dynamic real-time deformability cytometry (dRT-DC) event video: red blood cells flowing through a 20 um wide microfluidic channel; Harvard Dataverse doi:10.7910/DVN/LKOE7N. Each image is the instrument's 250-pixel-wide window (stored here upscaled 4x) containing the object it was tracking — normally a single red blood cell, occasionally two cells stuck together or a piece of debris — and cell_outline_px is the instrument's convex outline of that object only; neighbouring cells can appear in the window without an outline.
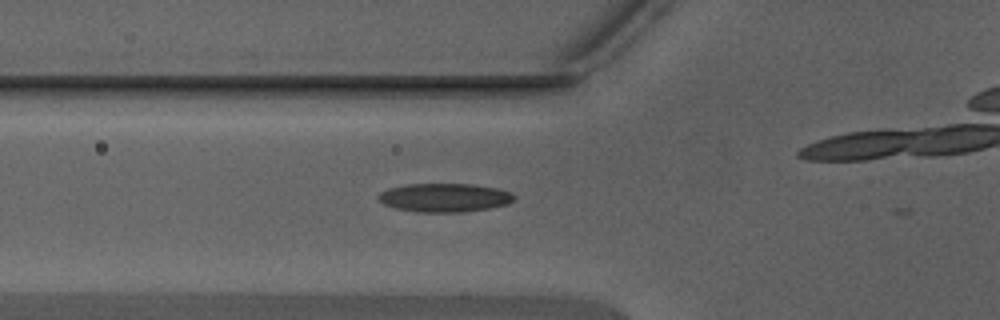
{"species": "Egyptian fruit bat (a non-hibernating species)", "species_latin": "Rousettus aegyptiacus", "temperature_condition": "warm", "stored_images_in_passage": 10, "camera_frame_rate_fps": 3000, "um_per_image_px": 0.085, "animal": {"sex": "male"}, "frame": {"image": 1, "passage_image": 3, "time_ms": 0.667, "image_size_px": [1000, 320], "cell_outline_px": [[516, 196], [508, 204], [488, 208], [464, 212], [420, 212], [392, 208], [384, 204], [376, 196], [380, 192], [388, 188], [404, 184], [472, 184], [496, 188], [512, 192]], "centroid_in_image_um": [37.76, 16.79], "position_along_channel_um": 88.0, "area_um2": 22.77}}
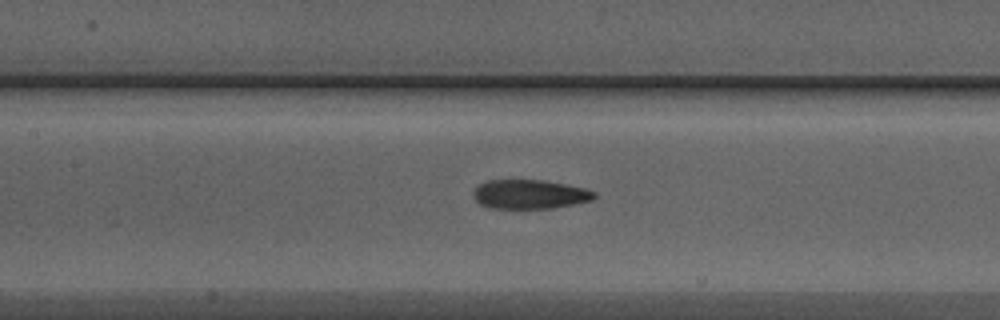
{"frame": {"image": 2, "passage_image": 8, "time_ms": 2.333, "image_size_px": [1000, 320], "cell_outline_px": [[596, 196], [592, 200], [552, 208], [492, 208], [480, 204], [476, 200], [472, 192], [480, 184], [488, 180], [544, 180], [584, 188], [596, 192]], "centroid_in_image_um": [45.02, 16.51], "position_along_channel_um": 162.4, "area_um2": 20.35}}